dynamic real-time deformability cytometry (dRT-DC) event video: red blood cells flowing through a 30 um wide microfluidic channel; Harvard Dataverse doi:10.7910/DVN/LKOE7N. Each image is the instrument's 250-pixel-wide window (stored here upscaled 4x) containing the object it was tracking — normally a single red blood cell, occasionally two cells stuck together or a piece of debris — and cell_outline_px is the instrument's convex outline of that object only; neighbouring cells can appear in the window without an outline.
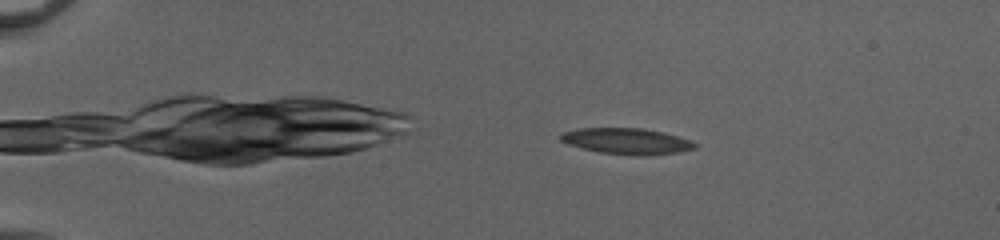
{"species": "common noctule bat (a hibernating species)", "species_latin": "Nyctalus noctula", "temperature_condition": "cold", "stored_images_in_passage": 51, "camera_frame_rate_fps": 3000, "um_per_image_px": 0.085, "animal": {"sex": "female", "body_mass_g": 20.0, "forearm_length_mm": 54.0}, "frame": {"image": 1, "passage_image": 8, "time_ms": 2.333, "image_size_px": [1000, 240], "cell_outline_px": [[696, 148], [676, 152], [600, 152], [568, 144], [560, 140], [560, 132], [580, 128], [644, 128], [664, 132], [688, 140], [696, 144]], "centroid_in_image_um": [53.17, 11.92], "position_along_channel_um": 31.8, "area_um2": 19.02}}
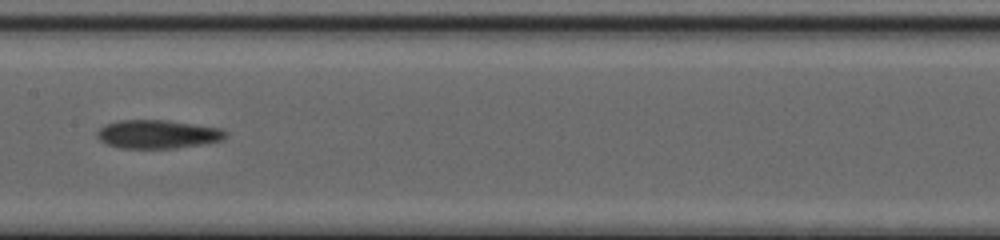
{"frame": {"image": 2, "passage_image": 27, "time_ms": 8.667, "image_size_px": [1000, 240], "cell_outline_px": [[228, 136], [224, 140], [204, 144], [176, 148], [120, 148], [104, 144], [96, 136], [96, 132], [104, 124], [120, 120], [168, 120], [220, 128], [228, 132]], "centroid_in_image_um": [13.41, 11.41], "position_along_channel_um": 194.0, "area_um2": 21.68}}
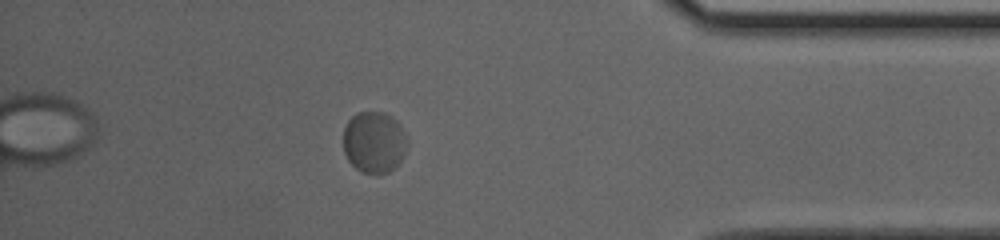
{"frame": {"image": 3, "passage_image": 45, "time_ms": 14.667, "image_size_px": [1000, 240], "cell_outline_px": [[408, 144], [404, 156], [388, 172], [360, 172], [348, 160], [344, 152], [344, 128], [348, 120], [352, 116], [360, 112], [384, 112], [392, 116], [400, 124], [408, 140]], "centroid_in_image_um": [31.81, 12.05], "position_along_channel_um": 403.4, "area_um2": 22.83}, "authors_computed_cell_mechanics": {"area_um2": 20.8658, "velocity_mm_per_s": 3.9288, "shape_relaxation_time_tau1_ms": 3.1671, "shape_relaxation_time_tau2_ms": 0.7081, "deformation_change_tau1": 0.0817, "deformation_change_tau2": 0.0421}}